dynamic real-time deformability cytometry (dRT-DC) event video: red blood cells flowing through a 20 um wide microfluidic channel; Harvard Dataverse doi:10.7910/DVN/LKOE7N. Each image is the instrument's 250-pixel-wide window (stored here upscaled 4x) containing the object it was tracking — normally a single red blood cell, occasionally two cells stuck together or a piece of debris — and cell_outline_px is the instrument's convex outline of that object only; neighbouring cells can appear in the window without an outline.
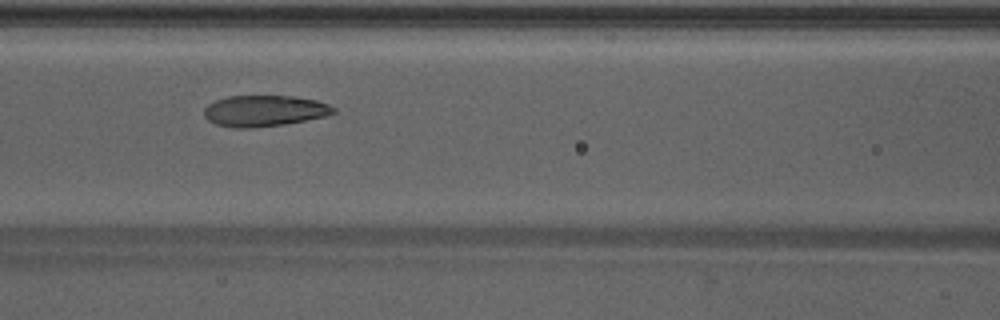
{"species": "Egyptian fruit bat (a non-hibernating species)", "species_latin": "Rousettus aegyptiacus", "temperature_condition": "warm", "stored_images_in_passage": 28, "camera_frame_rate_fps": 3000, "um_per_image_px": 0.085, "animal": {"sex": "male"}, "frame": {"image": 1, "passage_image": 8, "time_ms": 2.333, "image_size_px": [1000, 320], "cell_outline_px": [[336, 112], [324, 116], [308, 120], [284, 124], [248, 128], [236, 128], [216, 124], [208, 120], [204, 116], [204, 108], [208, 104], [216, 100], [228, 96], [292, 96], [316, 100], [328, 104], [336, 108]], "centroid_in_image_um": [22.47, 9.42], "position_along_channel_um": 144.1, "area_um2": 23.41}}
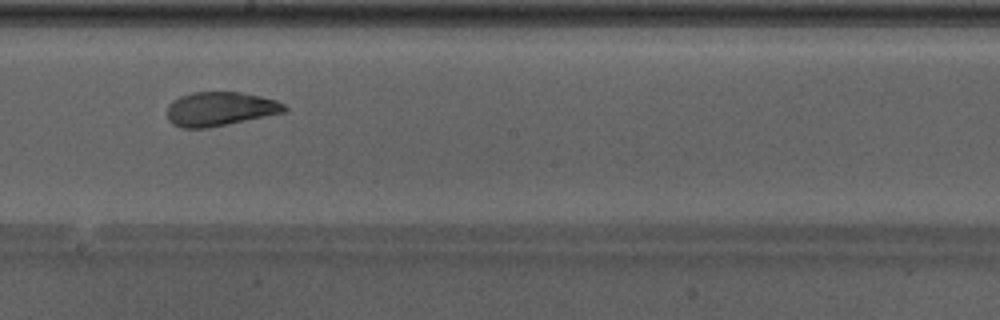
{"frame": {"image": 2, "passage_image": 14, "time_ms": 4.333, "image_size_px": [1000, 320], "cell_outline_px": [[288, 108], [284, 112], [208, 128], [180, 128], [172, 124], [168, 120], [168, 104], [172, 100], [180, 96], [192, 92], [240, 92], [260, 96], [276, 100], [284, 104]], "centroid_in_image_um": [18.67, 9.25], "position_along_channel_um": 229.5, "area_um2": 23.24}}
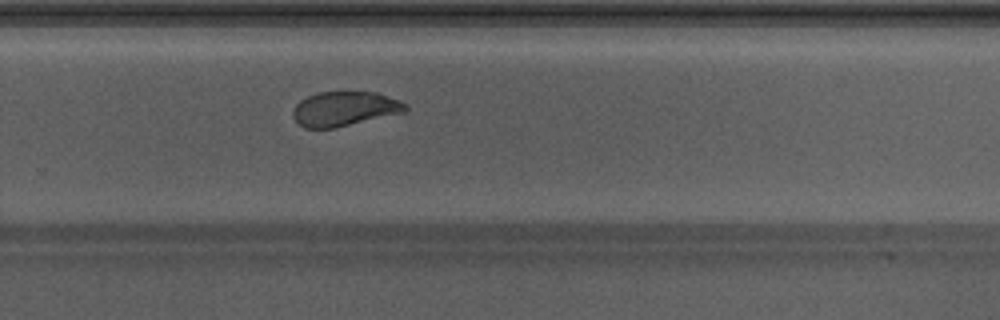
{"frame": {"image": 3, "passage_image": 19, "time_ms": 6.0, "image_size_px": [1000, 320], "cell_outline_px": [[408, 108], [404, 112], [336, 128], [304, 128], [292, 116], [292, 112], [296, 104], [300, 100], [316, 92], [376, 92], [396, 100], [404, 104]], "centroid_in_image_um": [29.23, 9.25], "position_along_channel_um": 300.6, "area_um2": 22.43}, "authors_computed_cell_mechanics": {"area_um2": 23.3512, "velocity_mm_per_s": 4.2816, "shape_relaxation_time_tau1_ms": 4.4778, "shape_relaxation_time_tau2_ms": null, "deformation_change_tau1": 0.136, "deformation_change_tau2": null}}